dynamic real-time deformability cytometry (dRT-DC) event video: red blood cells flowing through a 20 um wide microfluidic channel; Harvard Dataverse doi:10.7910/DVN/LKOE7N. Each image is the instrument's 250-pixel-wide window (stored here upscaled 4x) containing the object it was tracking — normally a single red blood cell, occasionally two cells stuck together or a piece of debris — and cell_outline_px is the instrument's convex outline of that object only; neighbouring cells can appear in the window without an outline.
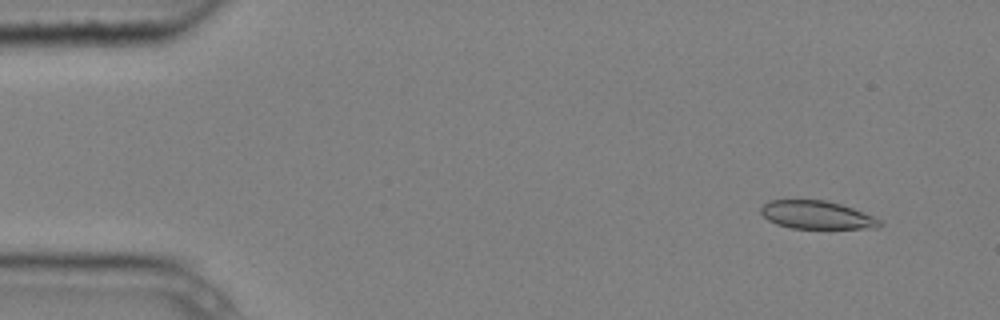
{"species": "common noctule bat (a hibernating species)", "species_latin": "Nyctalus noctula", "temperature_condition": "cold", "stored_images_in_passage": 5, "camera_frame_rate_fps": 3000, "um_per_image_px": 0.085, "animal": {"sex": "male", "body_mass_g": 20.4}, "frame": {"image": 1, "passage_image": 2, "time_ms": 0.333, "image_size_px": [1000, 320], "cell_outline_px": [[884, 224], [876, 228], [792, 228], [776, 224], [768, 220], [760, 212], [760, 208], [768, 200], [828, 200], [852, 208], [872, 216], [880, 220]], "centroid_in_image_um": [69.4, 18.27], "position_along_channel_um": 15.6, "area_um2": 19.36}}
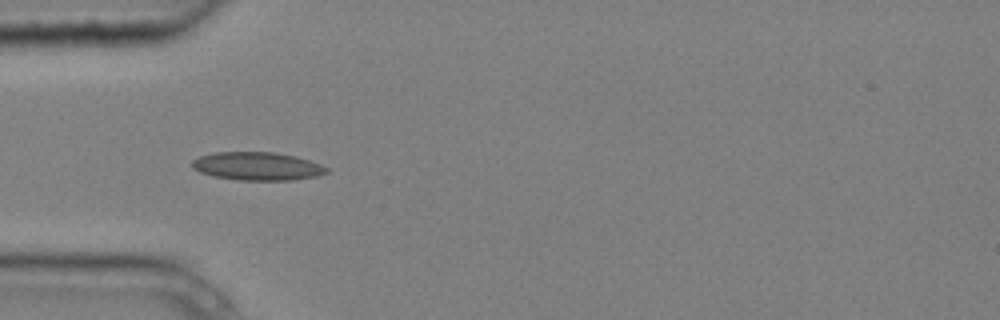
{"frame": {"image": 2, "passage_image": 5, "time_ms": 1.333, "image_size_px": [1000, 320], "cell_outline_px": [[328, 172], [316, 176], [292, 180], [236, 180], [212, 176], [200, 172], [192, 168], [192, 160], [200, 156], [216, 152], [272, 152], [296, 156], [320, 164], [328, 168]], "centroid_in_image_um": [21.85, 14.13], "position_along_channel_um": 63.2, "area_um2": 22.08}}